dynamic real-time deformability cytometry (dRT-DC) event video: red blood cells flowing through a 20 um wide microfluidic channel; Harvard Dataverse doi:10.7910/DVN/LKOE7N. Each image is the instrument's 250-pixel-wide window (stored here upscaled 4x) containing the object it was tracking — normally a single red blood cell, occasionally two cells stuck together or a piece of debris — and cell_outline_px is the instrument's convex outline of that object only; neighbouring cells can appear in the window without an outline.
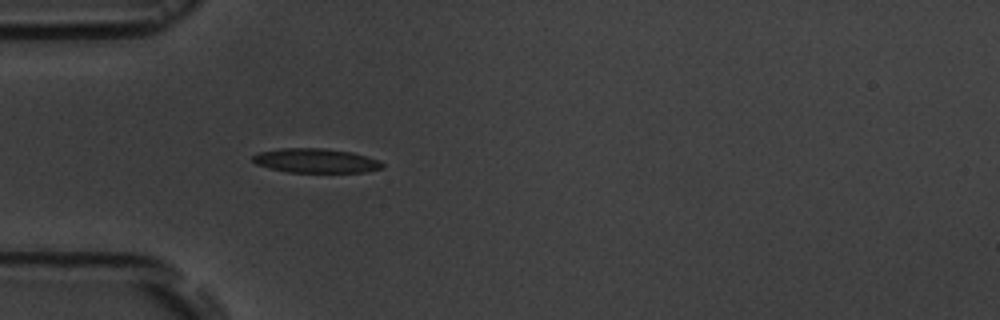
{"species": "common noctule bat (a hibernating species)", "species_latin": "Nyctalus noctula", "temperature_condition": "room temperature", "stored_images_in_passage": 4, "camera_frame_rate_fps": 3000, "um_per_image_px": 0.085, "animal": {"sex": "male", "body_mass_g": 19.5, "forearm_length_mm": 54.6}, "frame": {"image": 1, "passage_image": 4, "time_ms": 4.333, "image_size_px": [1000, 320], "cell_outline_px": [[384, 168], [364, 172], [288, 172], [268, 168], [256, 164], [252, 160], [252, 156], [260, 152], [280, 148], [324, 148], [352, 152], [380, 160], [384, 164]], "centroid_in_image_um": [26.86, 13.66], "position_along_channel_um": 58.1, "area_um2": 18.44}}